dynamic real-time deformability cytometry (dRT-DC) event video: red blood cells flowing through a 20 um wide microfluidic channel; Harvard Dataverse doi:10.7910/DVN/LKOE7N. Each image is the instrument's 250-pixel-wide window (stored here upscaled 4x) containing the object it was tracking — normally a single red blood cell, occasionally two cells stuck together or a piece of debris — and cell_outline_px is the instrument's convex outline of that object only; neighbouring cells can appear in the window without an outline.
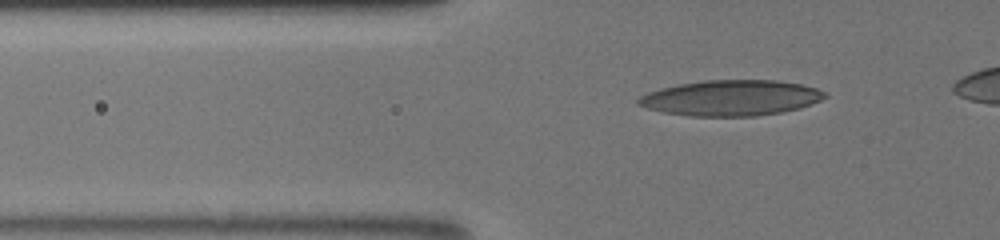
{"species": "human", "species_latin": "Homo sapiens", "temperature_condition": "room temperature", "stored_images_in_passage": 43, "camera_frame_rate_fps": 3000, "um_per_image_px": 0.085, "donor": {"sex": "male"}, "frame": {"image": 1, "passage_image": 14, "time_ms": 4.333, "image_size_px": [1000, 240], "cell_outline_px": [[828, 96], [820, 100], [800, 108], [780, 112], [756, 116], [688, 116], [664, 112], [648, 108], [636, 104], [636, 100], [640, 96], [648, 92], [660, 88], [680, 84], [704, 80], [780, 80], [800, 84], [816, 88], [824, 92]], "centroid_in_image_um": [62.12, 8.32], "position_along_channel_um": 63.7, "area_um2": 38.67}}
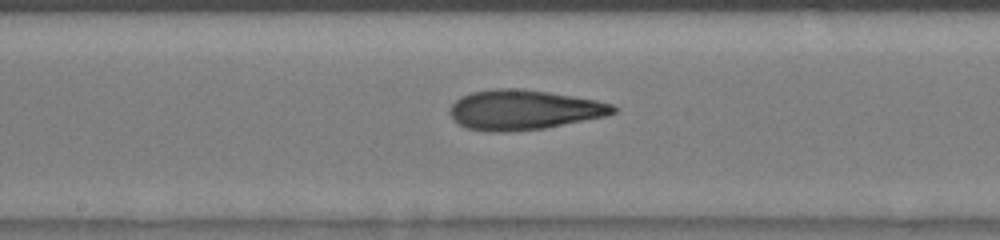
{"frame": {"image": 2, "passage_image": 25, "time_ms": 8.0, "image_size_px": [1000, 240], "cell_outline_px": [[616, 112], [608, 116], [544, 128], [504, 132], [492, 132], [468, 128], [460, 124], [448, 112], [452, 104], [460, 96], [472, 92], [492, 88], [520, 88], [548, 92], [596, 100], [612, 104], [616, 108]], "centroid_in_image_um": [44.52, 9.33], "position_along_channel_um": 203.7, "area_um2": 37.86}}
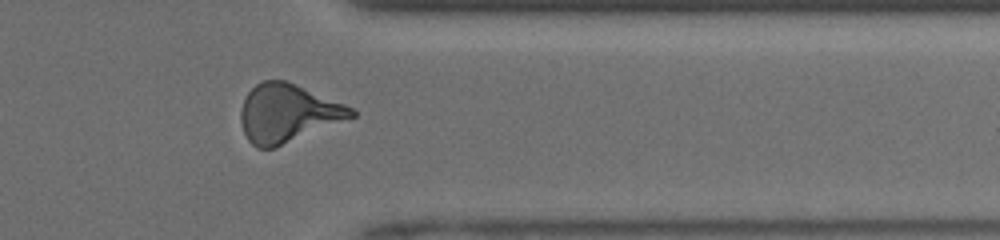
{"frame": {"image": 3, "passage_image": 38, "time_ms": 12.333, "image_size_px": [1000, 240], "cell_outline_px": [[356, 116], [276, 148], [256, 148], [248, 140], [244, 132], [240, 120], [240, 112], [244, 100], [248, 92], [256, 84], [264, 80], [288, 80], [344, 104], [352, 108], [356, 112]], "centroid_in_image_um": [24.45, 9.63], "position_along_channel_um": 387.0, "area_um2": 37.51}}